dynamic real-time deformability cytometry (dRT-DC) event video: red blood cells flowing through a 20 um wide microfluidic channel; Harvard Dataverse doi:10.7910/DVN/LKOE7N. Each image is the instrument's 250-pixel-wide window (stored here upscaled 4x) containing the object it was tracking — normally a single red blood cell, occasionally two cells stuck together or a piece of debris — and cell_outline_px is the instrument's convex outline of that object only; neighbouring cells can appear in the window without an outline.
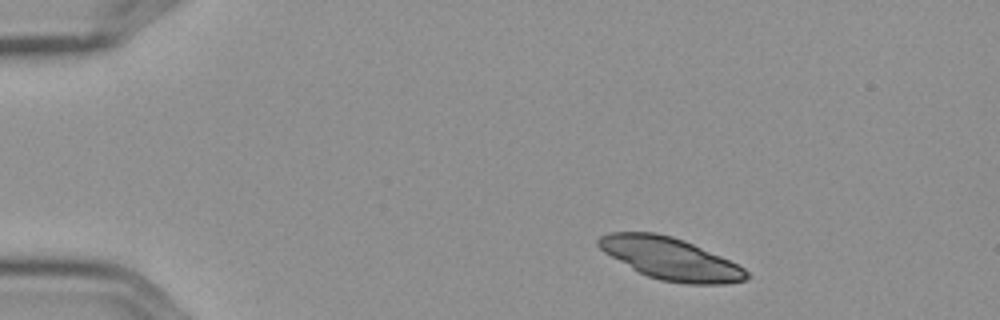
{"species": "Egyptian fruit bat (a non-hibernating species)", "species_latin": "Rousettus aegyptiacus", "temperature_condition": "cold", "stored_images_in_passage": 3, "camera_frame_rate_fps": 3000, "um_per_image_px": 0.085, "frame": {"image": 1, "passage_image": 1, "time_ms": 0.0, "image_size_px": [1000, 320], "cell_outline_px": [[752, 276], [744, 280], [724, 284], [684, 284], [660, 280], [648, 276], [632, 268], [604, 252], [596, 244], [596, 240], [600, 236], [612, 232], [656, 232], [672, 236], [684, 240], [720, 256], [744, 268]], "centroid_in_image_um": [56.98, 21.98], "position_along_channel_um": 28.0, "area_um2": 36.01}}